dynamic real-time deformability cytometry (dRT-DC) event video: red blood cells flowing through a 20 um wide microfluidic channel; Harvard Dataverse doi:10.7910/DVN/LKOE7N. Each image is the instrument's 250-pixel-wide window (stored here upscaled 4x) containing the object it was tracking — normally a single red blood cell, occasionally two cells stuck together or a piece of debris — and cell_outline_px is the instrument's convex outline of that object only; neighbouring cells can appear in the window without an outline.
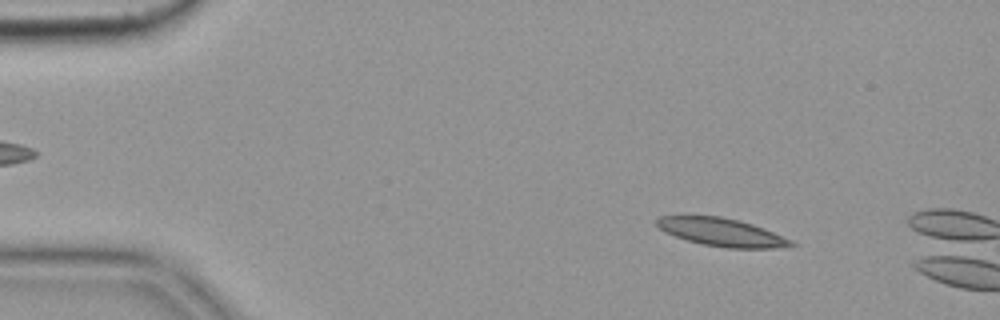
{"species": "common noctule bat (a hibernating species)", "species_latin": "Nyctalus noctula", "temperature_condition": "cold", "stored_images_in_passage": 9, "camera_frame_rate_fps": 3000, "um_per_image_px": 0.085, "animal": {"sex": "female", "body_mass_g": 19.9}, "frame": {"image": 1, "passage_image": 7, "time_ms": 2.0, "image_size_px": [1000, 320], "cell_outline_px": [[796, 244], [776, 248], [728, 248], [700, 244], [664, 232], [656, 224], [656, 220], [660, 216], [720, 216], [740, 220], [764, 228], [792, 240]], "centroid_in_image_um": [61.34, 19.73], "position_along_channel_um": 23.7, "area_um2": 21.79}}